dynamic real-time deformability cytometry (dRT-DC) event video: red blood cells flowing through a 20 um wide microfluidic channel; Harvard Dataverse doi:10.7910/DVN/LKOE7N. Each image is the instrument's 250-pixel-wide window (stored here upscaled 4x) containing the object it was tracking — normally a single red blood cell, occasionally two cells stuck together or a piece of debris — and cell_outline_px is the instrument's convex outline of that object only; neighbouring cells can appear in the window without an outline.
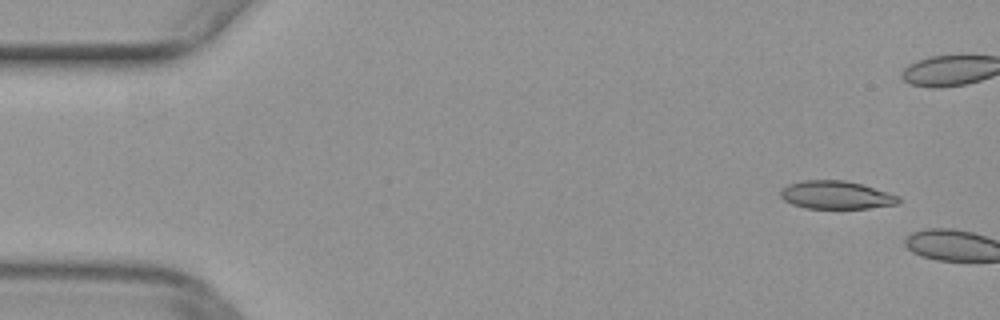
{"species": "common noctule bat (a hibernating species)", "species_latin": "Nyctalus noctula", "temperature_condition": "warm", "stored_images_in_passage": 5, "camera_frame_rate_fps": 3000, "um_per_image_px": 0.085, "animal": {"sex": "female", "body_mass_g": 29.2, "forearm_length_mm": 56.3}, "frame": {"image": 1, "passage_image": 3, "time_ms": 0.667, "image_size_px": [1000, 320], "cell_outline_px": [[900, 200], [896, 204], [868, 208], [804, 208], [792, 204], [784, 200], [780, 196], [780, 192], [788, 184], [804, 180], [844, 180], [860, 184], [896, 196]], "centroid_in_image_um": [70.99, 16.58], "position_along_channel_um": 14.0, "area_um2": 18.84}}